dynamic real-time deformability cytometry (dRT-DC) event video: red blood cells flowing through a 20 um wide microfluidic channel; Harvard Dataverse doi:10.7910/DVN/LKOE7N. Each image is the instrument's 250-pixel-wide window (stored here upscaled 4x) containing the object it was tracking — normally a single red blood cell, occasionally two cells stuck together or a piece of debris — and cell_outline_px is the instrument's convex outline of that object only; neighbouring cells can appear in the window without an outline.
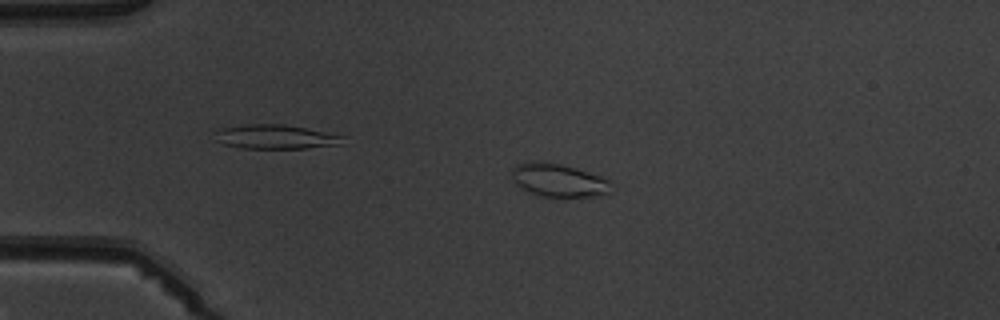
{"species": "common noctule bat (a hibernating species)", "species_latin": "Nyctalus noctula", "temperature_condition": "warm", "stored_images_in_passage": 4, "camera_frame_rate_fps": 3000, "um_per_image_px": 0.085, "animal": {"sex": "male", "body_mass_g": 19.5, "forearm_length_mm": 54.6}, "frame": {"image": 1, "passage_image": 3, "time_ms": 2.333, "image_size_px": [1000, 320], "cell_outline_px": [[608, 180], [604, 196], [544, 196], [520, 188], [512, 180], [512, 168], [516, 164], [528, 160], [540, 160], [560, 164], [588, 172], [600, 176]], "centroid_in_image_um": [47.35, 15.28], "position_along_channel_um": 37.6, "area_um2": 18.84}}